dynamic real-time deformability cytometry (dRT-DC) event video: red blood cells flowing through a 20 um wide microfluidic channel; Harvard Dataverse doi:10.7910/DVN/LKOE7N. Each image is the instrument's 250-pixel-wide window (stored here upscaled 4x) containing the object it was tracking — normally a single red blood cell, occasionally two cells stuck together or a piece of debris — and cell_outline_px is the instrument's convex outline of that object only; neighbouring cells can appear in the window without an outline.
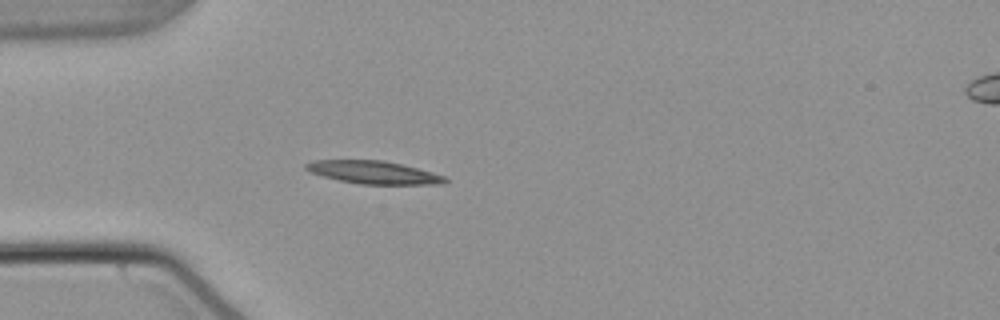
{"species": "common noctule bat (a hibernating species)", "species_latin": "Nyctalus noctula", "temperature_condition": "warm", "stored_images_in_passage": 14, "camera_frame_rate_fps": 3000, "um_per_image_px": 0.085, "animal": {"sex": "male", "body_mass_g": 21.5, "forearm_length_mm": 52.0}, "frame": {"image": 1, "passage_image": 7, "time_ms": 2.0, "image_size_px": [1000, 320], "cell_outline_px": [[448, 180], [444, 184], [360, 184], [340, 180], [324, 176], [312, 172], [304, 168], [304, 164], [312, 160], [384, 160], [432, 172], [444, 176]], "centroid_in_image_um": [31.75, 14.65], "position_along_channel_um": 53.3, "area_um2": 18.32}}